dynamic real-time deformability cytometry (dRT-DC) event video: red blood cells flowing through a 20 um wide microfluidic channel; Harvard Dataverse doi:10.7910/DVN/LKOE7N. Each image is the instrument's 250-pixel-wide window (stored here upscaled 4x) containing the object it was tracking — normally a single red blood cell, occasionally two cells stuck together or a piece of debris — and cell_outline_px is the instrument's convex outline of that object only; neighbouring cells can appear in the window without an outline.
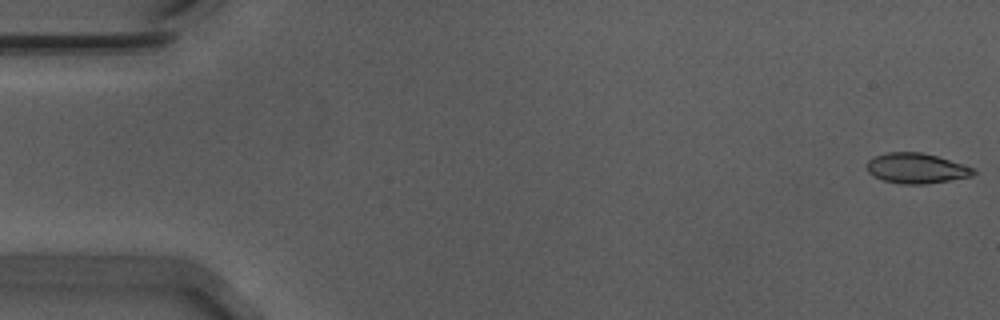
{"species": "Egyptian fruit bat (a non-hibernating species)", "species_latin": "Rousettus aegyptiacus", "temperature_condition": "warm", "stored_images_in_passage": 56, "camera_frame_rate_fps": 3000, "um_per_image_px": 0.085, "animal": {"sex": "male"}, "frame": {"image": 1, "passage_image": 1, "time_ms": 0.0, "image_size_px": [1000, 320], "cell_outline_px": [[976, 172], [972, 176], [924, 184], [900, 184], [884, 180], [872, 176], [868, 172], [864, 164], [868, 160], [876, 156], [888, 152], [920, 152], [936, 156], [976, 168]], "centroid_in_image_um": [77.86, 14.3], "position_along_channel_um": 7.1, "area_um2": 18.79}}
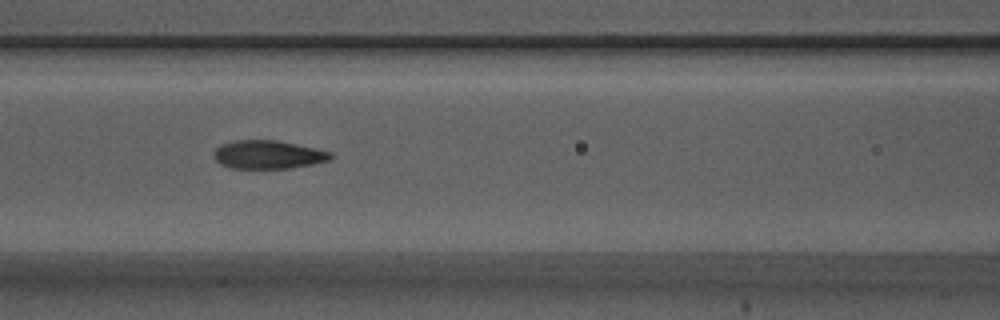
{"frame": {"image": 2, "passage_image": 24, "time_ms": 7.667, "image_size_px": [1000, 320], "cell_outline_px": [[336, 156], [328, 160], [312, 164], [288, 168], [232, 168], [220, 164], [216, 160], [212, 152], [220, 144], [232, 140], [276, 140], [316, 148], [332, 152]], "centroid_in_image_um": [22.78, 13.13], "position_along_channel_um": 143.8, "area_um2": 19.42}}
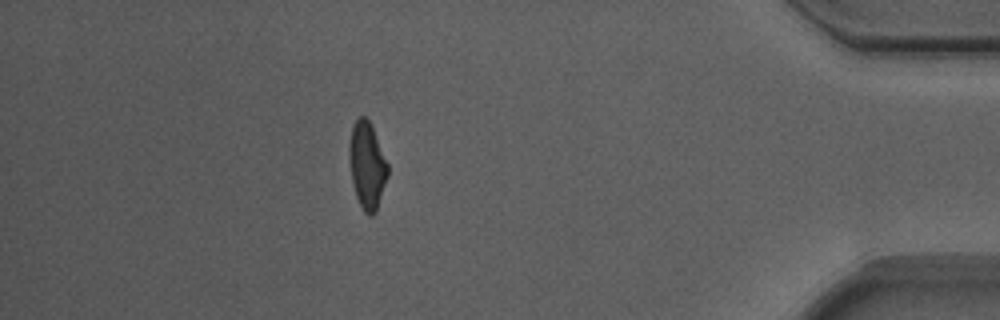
{"frame": {"image": 3, "passage_image": 49, "time_ms": 16.0, "image_size_px": [1000, 320], "cell_outline_px": [[388, 176], [376, 212], [372, 216], [368, 216], [364, 212], [356, 196], [352, 180], [348, 152], [348, 148], [352, 128], [356, 120], [360, 116], [364, 116], [368, 120], [372, 128], [388, 164]], "centroid_in_image_um": [31.2, 14.1], "position_along_channel_um": 404.0, "area_um2": 19.25}}